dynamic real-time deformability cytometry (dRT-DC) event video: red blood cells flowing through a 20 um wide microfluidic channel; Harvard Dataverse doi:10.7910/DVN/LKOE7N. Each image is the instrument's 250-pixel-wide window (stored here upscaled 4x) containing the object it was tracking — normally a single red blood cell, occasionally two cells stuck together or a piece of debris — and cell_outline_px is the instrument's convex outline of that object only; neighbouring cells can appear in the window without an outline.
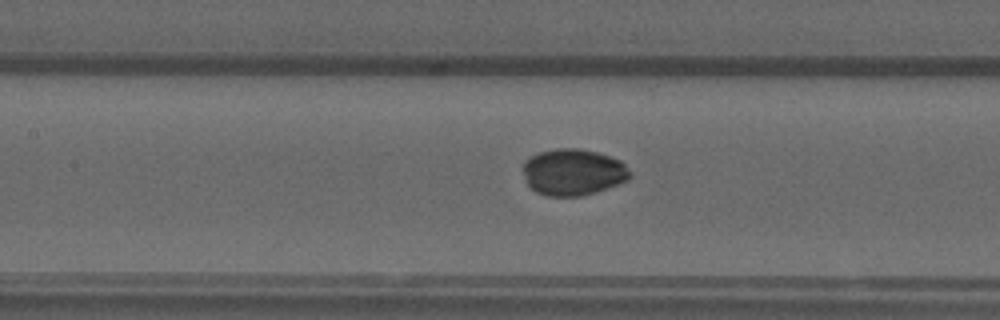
{"species": "common noctule bat (a hibernating species)", "species_latin": "Nyctalus noctula", "temperature_condition": "warm", "stored_images_in_passage": 54, "camera_frame_rate_fps": 3000, "um_per_image_px": 0.085, "animal": {"sex": "male", "forearm_length_mm": 52.5}, "frame": {"image": 1, "passage_image": 24, "time_ms": 7.667, "image_size_px": [1000, 320], "cell_outline_px": [[632, 176], [628, 180], [608, 188], [596, 192], [580, 196], [548, 196], [536, 192], [528, 184], [524, 176], [524, 160], [540, 152], [556, 148], [580, 148], [596, 152], [620, 160], [632, 172]], "centroid_in_image_um": [48.74, 14.63], "position_along_channel_um": 158.7, "area_um2": 29.02}}
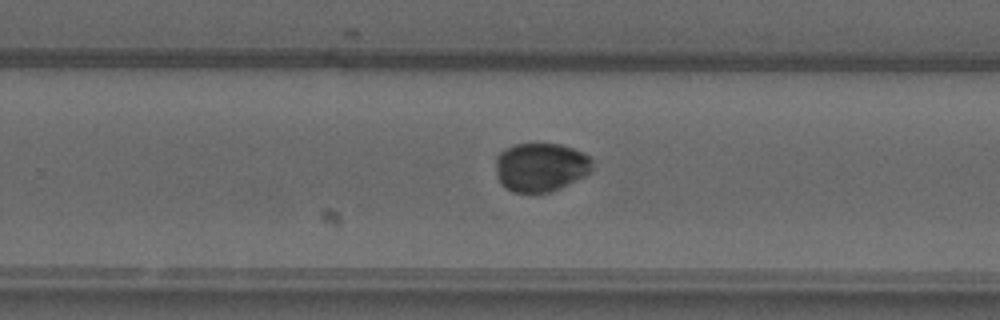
{"frame": {"image": 2, "passage_image": 34, "time_ms": 11.0, "image_size_px": [1000, 320], "cell_outline_px": [[592, 168], [584, 176], [552, 192], [512, 192], [504, 188], [500, 184], [496, 176], [496, 156], [504, 148], [512, 144], [560, 144], [584, 152], [592, 160]], "centroid_in_image_um": [45.92, 14.21], "position_along_channel_um": 283.9, "area_um2": 27.69}}
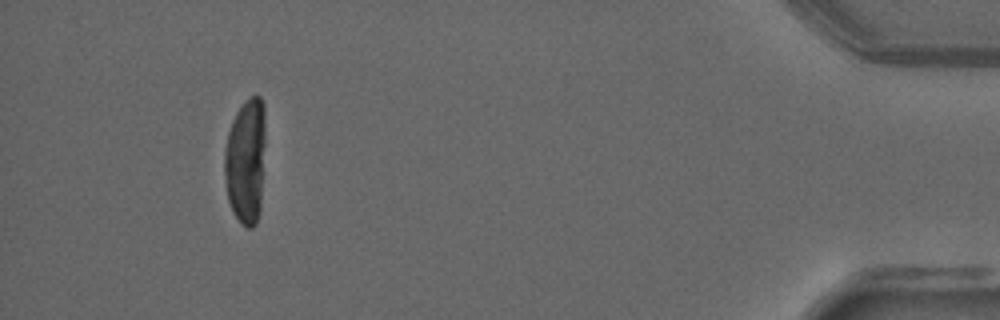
{"frame": {"image": 3, "passage_image": 50, "time_ms": 16.333, "image_size_px": [1000, 320], "cell_outline_px": [[264, 144], [260, 212], [256, 224], [252, 228], [248, 228], [240, 224], [232, 212], [228, 200], [224, 176], [224, 148], [228, 132], [232, 120], [236, 112], [244, 100], [252, 96], [260, 96], [264, 104]], "centroid_in_image_um": [20.87, 13.71], "position_along_channel_um": 414.3, "area_um2": 30.35}, "authors_computed_cell_mechanics": {"area_um2": 28.5532, "velocity_mm_per_s": 3.7728, "shape_relaxation_time_tau1_ms": 8.2667, "shape_relaxation_time_tau2_ms": null, "deformation_change_tau1": 0.1458, "deformation_change_tau2": null}}